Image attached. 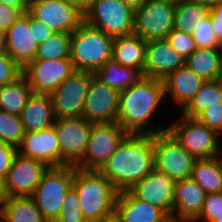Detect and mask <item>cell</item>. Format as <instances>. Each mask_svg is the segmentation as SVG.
Returning <instances> with one entry per match:
<instances>
[{
  "instance_id": "obj_1",
  "label": "cell",
  "mask_w": 222,
  "mask_h": 222,
  "mask_svg": "<svg viewBox=\"0 0 222 222\" xmlns=\"http://www.w3.org/2000/svg\"><path fill=\"white\" fill-rule=\"evenodd\" d=\"M164 98L163 80L144 76L119 93L117 122L128 134H156L167 131L168 125L154 127V121L151 123Z\"/></svg>"
},
{
  "instance_id": "obj_2",
  "label": "cell",
  "mask_w": 222,
  "mask_h": 222,
  "mask_svg": "<svg viewBox=\"0 0 222 222\" xmlns=\"http://www.w3.org/2000/svg\"><path fill=\"white\" fill-rule=\"evenodd\" d=\"M154 169V134H128L99 170L120 192Z\"/></svg>"
},
{
  "instance_id": "obj_3",
  "label": "cell",
  "mask_w": 222,
  "mask_h": 222,
  "mask_svg": "<svg viewBox=\"0 0 222 222\" xmlns=\"http://www.w3.org/2000/svg\"><path fill=\"white\" fill-rule=\"evenodd\" d=\"M72 187L76 190L80 209L87 222H101L114 213L119 191L98 170H82L74 166Z\"/></svg>"
},
{
  "instance_id": "obj_4",
  "label": "cell",
  "mask_w": 222,
  "mask_h": 222,
  "mask_svg": "<svg viewBox=\"0 0 222 222\" xmlns=\"http://www.w3.org/2000/svg\"><path fill=\"white\" fill-rule=\"evenodd\" d=\"M114 38L83 21L72 33L71 55L75 71L95 73L112 59Z\"/></svg>"
},
{
  "instance_id": "obj_5",
  "label": "cell",
  "mask_w": 222,
  "mask_h": 222,
  "mask_svg": "<svg viewBox=\"0 0 222 222\" xmlns=\"http://www.w3.org/2000/svg\"><path fill=\"white\" fill-rule=\"evenodd\" d=\"M167 131L196 159L213 158L222 153L219 133L197 118L181 114L175 122L168 124Z\"/></svg>"
},
{
  "instance_id": "obj_6",
  "label": "cell",
  "mask_w": 222,
  "mask_h": 222,
  "mask_svg": "<svg viewBox=\"0 0 222 222\" xmlns=\"http://www.w3.org/2000/svg\"><path fill=\"white\" fill-rule=\"evenodd\" d=\"M74 166L49 167L31 196L43 218L55 222L59 217L64 199L72 187Z\"/></svg>"
},
{
  "instance_id": "obj_7",
  "label": "cell",
  "mask_w": 222,
  "mask_h": 222,
  "mask_svg": "<svg viewBox=\"0 0 222 222\" xmlns=\"http://www.w3.org/2000/svg\"><path fill=\"white\" fill-rule=\"evenodd\" d=\"M83 12L88 25L113 38L133 32L135 9L121 0H93Z\"/></svg>"
},
{
  "instance_id": "obj_8",
  "label": "cell",
  "mask_w": 222,
  "mask_h": 222,
  "mask_svg": "<svg viewBox=\"0 0 222 222\" xmlns=\"http://www.w3.org/2000/svg\"><path fill=\"white\" fill-rule=\"evenodd\" d=\"M176 2L146 0L135 9L133 35L146 42L166 39L174 29Z\"/></svg>"
},
{
  "instance_id": "obj_9",
  "label": "cell",
  "mask_w": 222,
  "mask_h": 222,
  "mask_svg": "<svg viewBox=\"0 0 222 222\" xmlns=\"http://www.w3.org/2000/svg\"><path fill=\"white\" fill-rule=\"evenodd\" d=\"M127 135L118 122L92 124L85 154L76 167L99 171Z\"/></svg>"
},
{
  "instance_id": "obj_10",
  "label": "cell",
  "mask_w": 222,
  "mask_h": 222,
  "mask_svg": "<svg viewBox=\"0 0 222 222\" xmlns=\"http://www.w3.org/2000/svg\"><path fill=\"white\" fill-rule=\"evenodd\" d=\"M196 158L168 132L154 134V168L175 181L192 176Z\"/></svg>"
},
{
  "instance_id": "obj_11",
  "label": "cell",
  "mask_w": 222,
  "mask_h": 222,
  "mask_svg": "<svg viewBox=\"0 0 222 222\" xmlns=\"http://www.w3.org/2000/svg\"><path fill=\"white\" fill-rule=\"evenodd\" d=\"M92 123L84 117L55 118L54 128L60 146V167L76 166L85 154Z\"/></svg>"
},
{
  "instance_id": "obj_12",
  "label": "cell",
  "mask_w": 222,
  "mask_h": 222,
  "mask_svg": "<svg viewBox=\"0 0 222 222\" xmlns=\"http://www.w3.org/2000/svg\"><path fill=\"white\" fill-rule=\"evenodd\" d=\"M27 13L55 32L72 34L84 21V12L69 0H38Z\"/></svg>"
},
{
  "instance_id": "obj_13",
  "label": "cell",
  "mask_w": 222,
  "mask_h": 222,
  "mask_svg": "<svg viewBox=\"0 0 222 222\" xmlns=\"http://www.w3.org/2000/svg\"><path fill=\"white\" fill-rule=\"evenodd\" d=\"M93 76L89 71H75L50 94L55 118L82 117Z\"/></svg>"
},
{
  "instance_id": "obj_14",
  "label": "cell",
  "mask_w": 222,
  "mask_h": 222,
  "mask_svg": "<svg viewBox=\"0 0 222 222\" xmlns=\"http://www.w3.org/2000/svg\"><path fill=\"white\" fill-rule=\"evenodd\" d=\"M73 72L70 58L56 60H33L23 68V75L33 93L51 94Z\"/></svg>"
},
{
  "instance_id": "obj_15",
  "label": "cell",
  "mask_w": 222,
  "mask_h": 222,
  "mask_svg": "<svg viewBox=\"0 0 222 222\" xmlns=\"http://www.w3.org/2000/svg\"><path fill=\"white\" fill-rule=\"evenodd\" d=\"M119 93L93 76L85 98L82 117L92 124L117 122Z\"/></svg>"
},
{
  "instance_id": "obj_16",
  "label": "cell",
  "mask_w": 222,
  "mask_h": 222,
  "mask_svg": "<svg viewBox=\"0 0 222 222\" xmlns=\"http://www.w3.org/2000/svg\"><path fill=\"white\" fill-rule=\"evenodd\" d=\"M175 184L174 179L154 168L128 191L135 198L151 203L172 218Z\"/></svg>"
},
{
  "instance_id": "obj_17",
  "label": "cell",
  "mask_w": 222,
  "mask_h": 222,
  "mask_svg": "<svg viewBox=\"0 0 222 222\" xmlns=\"http://www.w3.org/2000/svg\"><path fill=\"white\" fill-rule=\"evenodd\" d=\"M48 166L31 158L17 154L5 177L9 197L32 196Z\"/></svg>"
},
{
  "instance_id": "obj_18",
  "label": "cell",
  "mask_w": 222,
  "mask_h": 222,
  "mask_svg": "<svg viewBox=\"0 0 222 222\" xmlns=\"http://www.w3.org/2000/svg\"><path fill=\"white\" fill-rule=\"evenodd\" d=\"M38 46L34 18L25 12L6 30V53L23 69L35 59Z\"/></svg>"
},
{
  "instance_id": "obj_19",
  "label": "cell",
  "mask_w": 222,
  "mask_h": 222,
  "mask_svg": "<svg viewBox=\"0 0 222 222\" xmlns=\"http://www.w3.org/2000/svg\"><path fill=\"white\" fill-rule=\"evenodd\" d=\"M17 152L48 167H60V146L54 125L40 131L25 132Z\"/></svg>"
},
{
  "instance_id": "obj_20",
  "label": "cell",
  "mask_w": 222,
  "mask_h": 222,
  "mask_svg": "<svg viewBox=\"0 0 222 222\" xmlns=\"http://www.w3.org/2000/svg\"><path fill=\"white\" fill-rule=\"evenodd\" d=\"M185 65V59L166 39L148 41L146 45L144 76L164 80Z\"/></svg>"
},
{
  "instance_id": "obj_21",
  "label": "cell",
  "mask_w": 222,
  "mask_h": 222,
  "mask_svg": "<svg viewBox=\"0 0 222 222\" xmlns=\"http://www.w3.org/2000/svg\"><path fill=\"white\" fill-rule=\"evenodd\" d=\"M206 195L192 177L176 181L172 218L193 222L202 210Z\"/></svg>"
},
{
  "instance_id": "obj_22",
  "label": "cell",
  "mask_w": 222,
  "mask_h": 222,
  "mask_svg": "<svg viewBox=\"0 0 222 222\" xmlns=\"http://www.w3.org/2000/svg\"><path fill=\"white\" fill-rule=\"evenodd\" d=\"M163 83L165 97L170 94L172 102L182 110L200 90L205 80L184 65L169 74Z\"/></svg>"
},
{
  "instance_id": "obj_23",
  "label": "cell",
  "mask_w": 222,
  "mask_h": 222,
  "mask_svg": "<svg viewBox=\"0 0 222 222\" xmlns=\"http://www.w3.org/2000/svg\"><path fill=\"white\" fill-rule=\"evenodd\" d=\"M114 212L122 222H165L169 218L160 208L135 198L128 190L118 193Z\"/></svg>"
},
{
  "instance_id": "obj_24",
  "label": "cell",
  "mask_w": 222,
  "mask_h": 222,
  "mask_svg": "<svg viewBox=\"0 0 222 222\" xmlns=\"http://www.w3.org/2000/svg\"><path fill=\"white\" fill-rule=\"evenodd\" d=\"M25 132H35L54 125L53 101L50 94L33 93L20 114Z\"/></svg>"
},
{
  "instance_id": "obj_25",
  "label": "cell",
  "mask_w": 222,
  "mask_h": 222,
  "mask_svg": "<svg viewBox=\"0 0 222 222\" xmlns=\"http://www.w3.org/2000/svg\"><path fill=\"white\" fill-rule=\"evenodd\" d=\"M147 42L139 36L114 38L112 59L122 66L136 68L144 75Z\"/></svg>"
},
{
  "instance_id": "obj_26",
  "label": "cell",
  "mask_w": 222,
  "mask_h": 222,
  "mask_svg": "<svg viewBox=\"0 0 222 222\" xmlns=\"http://www.w3.org/2000/svg\"><path fill=\"white\" fill-rule=\"evenodd\" d=\"M185 65L205 81L222 79V55L219 48H197L185 59Z\"/></svg>"
},
{
  "instance_id": "obj_27",
  "label": "cell",
  "mask_w": 222,
  "mask_h": 222,
  "mask_svg": "<svg viewBox=\"0 0 222 222\" xmlns=\"http://www.w3.org/2000/svg\"><path fill=\"white\" fill-rule=\"evenodd\" d=\"M94 76L102 83H105L119 92L133 86L144 77L140 70L122 66L113 59L108 60L94 73Z\"/></svg>"
},
{
  "instance_id": "obj_28",
  "label": "cell",
  "mask_w": 222,
  "mask_h": 222,
  "mask_svg": "<svg viewBox=\"0 0 222 222\" xmlns=\"http://www.w3.org/2000/svg\"><path fill=\"white\" fill-rule=\"evenodd\" d=\"M206 194L222 192V156L196 159L191 176Z\"/></svg>"
},
{
  "instance_id": "obj_29",
  "label": "cell",
  "mask_w": 222,
  "mask_h": 222,
  "mask_svg": "<svg viewBox=\"0 0 222 222\" xmlns=\"http://www.w3.org/2000/svg\"><path fill=\"white\" fill-rule=\"evenodd\" d=\"M32 94V88L22 74L12 83L0 86V110L20 115Z\"/></svg>"
},
{
  "instance_id": "obj_30",
  "label": "cell",
  "mask_w": 222,
  "mask_h": 222,
  "mask_svg": "<svg viewBox=\"0 0 222 222\" xmlns=\"http://www.w3.org/2000/svg\"><path fill=\"white\" fill-rule=\"evenodd\" d=\"M1 211L4 222H47L31 196L9 197Z\"/></svg>"
},
{
  "instance_id": "obj_31",
  "label": "cell",
  "mask_w": 222,
  "mask_h": 222,
  "mask_svg": "<svg viewBox=\"0 0 222 222\" xmlns=\"http://www.w3.org/2000/svg\"><path fill=\"white\" fill-rule=\"evenodd\" d=\"M214 105H222V79L205 81L180 113L196 118L202 111Z\"/></svg>"
},
{
  "instance_id": "obj_32",
  "label": "cell",
  "mask_w": 222,
  "mask_h": 222,
  "mask_svg": "<svg viewBox=\"0 0 222 222\" xmlns=\"http://www.w3.org/2000/svg\"><path fill=\"white\" fill-rule=\"evenodd\" d=\"M210 9L193 0H182L176 3L174 29L182 32H193L194 28L209 16Z\"/></svg>"
},
{
  "instance_id": "obj_33",
  "label": "cell",
  "mask_w": 222,
  "mask_h": 222,
  "mask_svg": "<svg viewBox=\"0 0 222 222\" xmlns=\"http://www.w3.org/2000/svg\"><path fill=\"white\" fill-rule=\"evenodd\" d=\"M72 34L55 32L39 44L34 60H56L70 58Z\"/></svg>"
},
{
  "instance_id": "obj_34",
  "label": "cell",
  "mask_w": 222,
  "mask_h": 222,
  "mask_svg": "<svg viewBox=\"0 0 222 222\" xmlns=\"http://www.w3.org/2000/svg\"><path fill=\"white\" fill-rule=\"evenodd\" d=\"M20 115L0 110V141L18 147L24 136Z\"/></svg>"
},
{
  "instance_id": "obj_35",
  "label": "cell",
  "mask_w": 222,
  "mask_h": 222,
  "mask_svg": "<svg viewBox=\"0 0 222 222\" xmlns=\"http://www.w3.org/2000/svg\"><path fill=\"white\" fill-rule=\"evenodd\" d=\"M55 222H87L80 209L78 195L73 187L68 190L60 215Z\"/></svg>"
},
{
  "instance_id": "obj_36",
  "label": "cell",
  "mask_w": 222,
  "mask_h": 222,
  "mask_svg": "<svg viewBox=\"0 0 222 222\" xmlns=\"http://www.w3.org/2000/svg\"><path fill=\"white\" fill-rule=\"evenodd\" d=\"M191 35L197 48H219L220 46L215 36L210 16L195 27Z\"/></svg>"
},
{
  "instance_id": "obj_37",
  "label": "cell",
  "mask_w": 222,
  "mask_h": 222,
  "mask_svg": "<svg viewBox=\"0 0 222 222\" xmlns=\"http://www.w3.org/2000/svg\"><path fill=\"white\" fill-rule=\"evenodd\" d=\"M166 40L184 59L190 56L196 49L195 41L191 33L173 29Z\"/></svg>"
},
{
  "instance_id": "obj_38",
  "label": "cell",
  "mask_w": 222,
  "mask_h": 222,
  "mask_svg": "<svg viewBox=\"0 0 222 222\" xmlns=\"http://www.w3.org/2000/svg\"><path fill=\"white\" fill-rule=\"evenodd\" d=\"M222 213V192L207 194L202 210L193 221L211 222L217 215Z\"/></svg>"
},
{
  "instance_id": "obj_39",
  "label": "cell",
  "mask_w": 222,
  "mask_h": 222,
  "mask_svg": "<svg viewBox=\"0 0 222 222\" xmlns=\"http://www.w3.org/2000/svg\"><path fill=\"white\" fill-rule=\"evenodd\" d=\"M23 74V69L5 52L0 54V86L12 83Z\"/></svg>"
},
{
  "instance_id": "obj_40",
  "label": "cell",
  "mask_w": 222,
  "mask_h": 222,
  "mask_svg": "<svg viewBox=\"0 0 222 222\" xmlns=\"http://www.w3.org/2000/svg\"><path fill=\"white\" fill-rule=\"evenodd\" d=\"M196 118L220 135L222 131V105L211 106L202 111Z\"/></svg>"
},
{
  "instance_id": "obj_41",
  "label": "cell",
  "mask_w": 222,
  "mask_h": 222,
  "mask_svg": "<svg viewBox=\"0 0 222 222\" xmlns=\"http://www.w3.org/2000/svg\"><path fill=\"white\" fill-rule=\"evenodd\" d=\"M18 154L17 147L0 141V177L5 179L15 156Z\"/></svg>"
},
{
  "instance_id": "obj_42",
  "label": "cell",
  "mask_w": 222,
  "mask_h": 222,
  "mask_svg": "<svg viewBox=\"0 0 222 222\" xmlns=\"http://www.w3.org/2000/svg\"><path fill=\"white\" fill-rule=\"evenodd\" d=\"M27 8H13L0 4V31L6 30L23 14Z\"/></svg>"
},
{
  "instance_id": "obj_43",
  "label": "cell",
  "mask_w": 222,
  "mask_h": 222,
  "mask_svg": "<svg viewBox=\"0 0 222 222\" xmlns=\"http://www.w3.org/2000/svg\"><path fill=\"white\" fill-rule=\"evenodd\" d=\"M54 33L52 28L34 19L35 41L38 45L49 39Z\"/></svg>"
},
{
  "instance_id": "obj_44",
  "label": "cell",
  "mask_w": 222,
  "mask_h": 222,
  "mask_svg": "<svg viewBox=\"0 0 222 222\" xmlns=\"http://www.w3.org/2000/svg\"><path fill=\"white\" fill-rule=\"evenodd\" d=\"M9 196L7 194L5 179L0 177V210L8 200Z\"/></svg>"
},
{
  "instance_id": "obj_45",
  "label": "cell",
  "mask_w": 222,
  "mask_h": 222,
  "mask_svg": "<svg viewBox=\"0 0 222 222\" xmlns=\"http://www.w3.org/2000/svg\"><path fill=\"white\" fill-rule=\"evenodd\" d=\"M211 20H222V3L212 7L209 12Z\"/></svg>"
},
{
  "instance_id": "obj_46",
  "label": "cell",
  "mask_w": 222,
  "mask_h": 222,
  "mask_svg": "<svg viewBox=\"0 0 222 222\" xmlns=\"http://www.w3.org/2000/svg\"><path fill=\"white\" fill-rule=\"evenodd\" d=\"M215 36L219 43L222 42V20H211Z\"/></svg>"
},
{
  "instance_id": "obj_47",
  "label": "cell",
  "mask_w": 222,
  "mask_h": 222,
  "mask_svg": "<svg viewBox=\"0 0 222 222\" xmlns=\"http://www.w3.org/2000/svg\"><path fill=\"white\" fill-rule=\"evenodd\" d=\"M2 4L13 8H27L22 0H2Z\"/></svg>"
},
{
  "instance_id": "obj_48",
  "label": "cell",
  "mask_w": 222,
  "mask_h": 222,
  "mask_svg": "<svg viewBox=\"0 0 222 222\" xmlns=\"http://www.w3.org/2000/svg\"><path fill=\"white\" fill-rule=\"evenodd\" d=\"M193 1L196 2V3H199L203 6H206L209 9L216 6L217 4L222 3V0H193Z\"/></svg>"
},
{
  "instance_id": "obj_49",
  "label": "cell",
  "mask_w": 222,
  "mask_h": 222,
  "mask_svg": "<svg viewBox=\"0 0 222 222\" xmlns=\"http://www.w3.org/2000/svg\"><path fill=\"white\" fill-rule=\"evenodd\" d=\"M70 2L76 4L82 11H84L93 0H69Z\"/></svg>"
},
{
  "instance_id": "obj_50",
  "label": "cell",
  "mask_w": 222,
  "mask_h": 222,
  "mask_svg": "<svg viewBox=\"0 0 222 222\" xmlns=\"http://www.w3.org/2000/svg\"><path fill=\"white\" fill-rule=\"evenodd\" d=\"M124 4L137 9L140 7L146 0H121Z\"/></svg>"
},
{
  "instance_id": "obj_51",
  "label": "cell",
  "mask_w": 222,
  "mask_h": 222,
  "mask_svg": "<svg viewBox=\"0 0 222 222\" xmlns=\"http://www.w3.org/2000/svg\"><path fill=\"white\" fill-rule=\"evenodd\" d=\"M6 52V32L0 31V54Z\"/></svg>"
},
{
  "instance_id": "obj_52",
  "label": "cell",
  "mask_w": 222,
  "mask_h": 222,
  "mask_svg": "<svg viewBox=\"0 0 222 222\" xmlns=\"http://www.w3.org/2000/svg\"><path fill=\"white\" fill-rule=\"evenodd\" d=\"M101 222H122V221L114 212L111 215L105 217Z\"/></svg>"
},
{
  "instance_id": "obj_53",
  "label": "cell",
  "mask_w": 222,
  "mask_h": 222,
  "mask_svg": "<svg viewBox=\"0 0 222 222\" xmlns=\"http://www.w3.org/2000/svg\"><path fill=\"white\" fill-rule=\"evenodd\" d=\"M165 222H189V221L175 219V218H168Z\"/></svg>"
},
{
  "instance_id": "obj_54",
  "label": "cell",
  "mask_w": 222,
  "mask_h": 222,
  "mask_svg": "<svg viewBox=\"0 0 222 222\" xmlns=\"http://www.w3.org/2000/svg\"><path fill=\"white\" fill-rule=\"evenodd\" d=\"M38 0H22V2L28 7L29 5H31L32 3L36 2Z\"/></svg>"
},
{
  "instance_id": "obj_55",
  "label": "cell",
  "mask_w": 222,
  "mask_h": 222,
  "mask_svg": "<svg viewBox=\"0 0 222 222\" xmlns=\"http://www.w3.org/2000/svg\"><path fill=\"white\" fill-rule=\"evenodd\" d=\"M211 222H222V213L217 215Z\"/></svg>"
},
{
  "instance_id": "obj_56",
  "label": "cell",
  "mask_w": 222,
  "mask_h": 222,
  "mask_svg": "<svg viewBox=\"0 0 222 222\" xmlns=\"http://www.w3.org/2000/svg\"><path fill=\"white\" fill-rule=\"evenodd\" d=\"M0 222H4L2 211L0 210Z\"/></svg>"
},
{
  "instance_id": "obj_57",
  "label": "cell",
  "mask_w": 222,
  "mask_h": 222,
  "mask_svg": "<svg viewBox=\"0 0 222 222\" xmlns=\"http://www.w3.org/2000/svg\"><path fill=\"white\" fill-rule=\"evenodd\" d=\"M219 49H220V52H221V55H222V42L220 43Z\"/></svg>"
},
{
  "instance_id": "obj_58",
  "label": "cell",
  "mask_w": 222,
  "mask_h": 222,
  "mask_svg": "<svg viewBox=\"0 0 222 222\" xmlns=\"http://www.w3.org/2000/svg\"><path fill=\"white\" fill-rule=\"evenodd\" d=\"M169 1H173V2H180V1H182V0H169Z\"/></svg>"
}]
</instances>
